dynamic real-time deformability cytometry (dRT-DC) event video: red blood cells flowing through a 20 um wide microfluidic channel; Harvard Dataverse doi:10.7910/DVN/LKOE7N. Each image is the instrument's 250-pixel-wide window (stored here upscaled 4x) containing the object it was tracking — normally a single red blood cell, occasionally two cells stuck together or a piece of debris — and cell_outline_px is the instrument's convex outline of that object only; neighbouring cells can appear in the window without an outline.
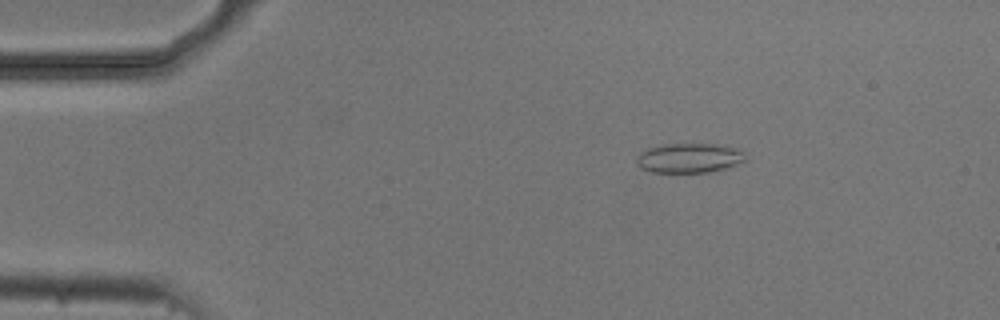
{"species": "common noctule bat (a hibernating species)", "species_latin": "Nyctalus noctula", "temperature_condition": "cold", "stored_images_in_passage": 4, "camera_frame_rate_fps": 3000, "um_per_image_px": 0.085, "animal": {"sex": "male", "body_mass_g": 20.5, "forearm_length_mm": 52.5}, "frame": {"image": 1, "passage_image": 1, "time_ms": 0.0, "image_size_px": [1000, 320], "cell_outline_px": [[748, 160], [724, 168], [708, 172], [652, 172], [640, 168], [636, 164], [636, 156], [640, 152], [648, 148], [664, 144], [724, 144], [740, 148], [744, 152]], "centroid_in_image_um": [58.61, 13.41], "position_along_channel_um": 26.4, "area_um2": 19.07}}